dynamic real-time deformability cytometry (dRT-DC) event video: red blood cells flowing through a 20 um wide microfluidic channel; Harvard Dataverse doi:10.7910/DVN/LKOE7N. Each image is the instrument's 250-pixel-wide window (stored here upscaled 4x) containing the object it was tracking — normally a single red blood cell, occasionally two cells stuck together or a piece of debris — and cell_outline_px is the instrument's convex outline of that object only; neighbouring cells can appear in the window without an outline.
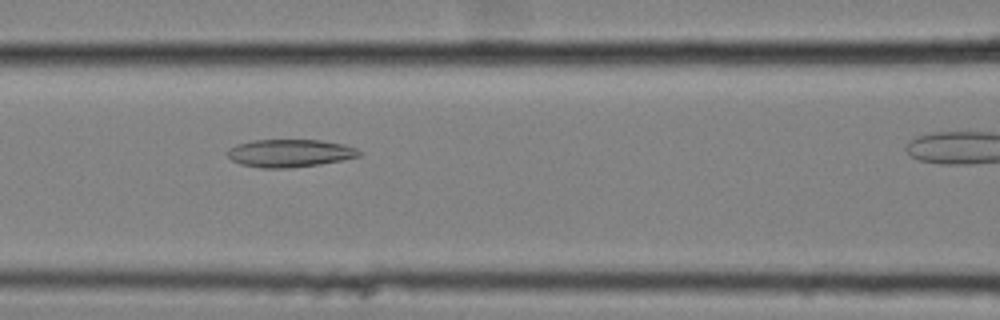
{"species": "common noctule bat (a hibernating species)", "species_latin": "Nyctalus noctula", "temperature_condition": "cold", "stored_images_in_passage": 44, "camera_frame_rate_fps": 3000, "um_per_image_px": 0.085, "animal": {"sex": "female", "body_mass_g": 25.1}, "frame": {"image": 1, "passage_image": 22, "time_ms": 7.0, "image_size_px": [1000, 320], "cell_outline_px": [[364, 152], [360, 156], [320, 164], [288, 168], [260, 168], [240, 164], [232, 160], [224, 152], [228, 148], [236, 144], [252, 140], [320, 140], [344, 144], [356, 148]], "centroid_in_image_um": [24.6, 13.01], "position_along_channel_um": 142.0, "area_um2": 21.5}}
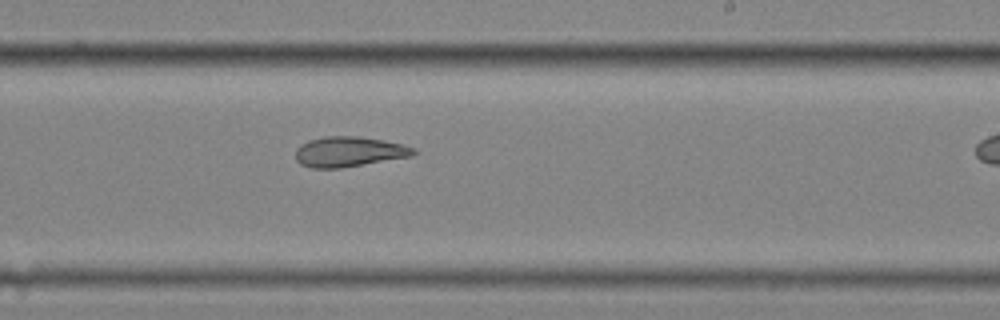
{"frame": {"image": 2, "passage_image": 32, "time_ms": 10.333, "image_size_px": [1000, 320], "cell_outline_px": [[416, 152], [412, 156], [340, 168], [312, 168], [300, 164], [296, 160], [296, 148], [300, 144], [308, 140], [324, 136], [360, 136], [384, 140], [404, 144], [416, 148]], "centroid_in_image_um": [29.66, 12.88], "position_along_channel_um": 259.3, "area_um2": 20.92}}
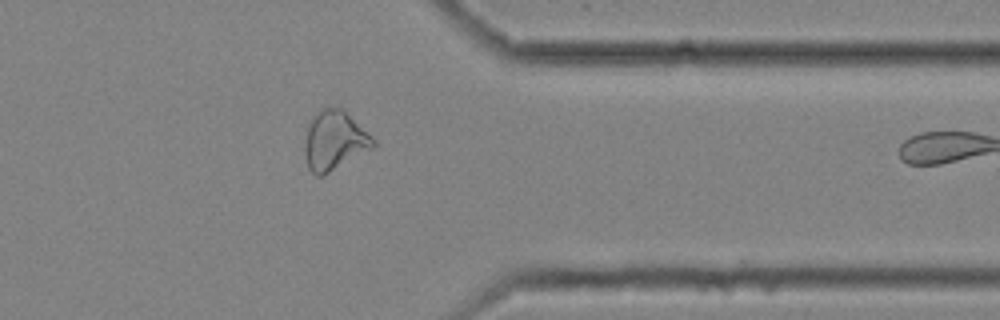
{"frame": {"image": 3, "passage_image": 43, "time_ms": 14.0, "image_size_px": [1000, 320], "cell_outline_px": [[376, 148], [320, 176], [316, 176], [308, 168], [304, 152], [304, 148], [308, 120], [316, 112], [324, 108], [340, 104], [376, 140]], "centroid_in_image_um": [28.45, 11.89], "position_along_channel_um": 383.0, "area_um2": 24.28}}